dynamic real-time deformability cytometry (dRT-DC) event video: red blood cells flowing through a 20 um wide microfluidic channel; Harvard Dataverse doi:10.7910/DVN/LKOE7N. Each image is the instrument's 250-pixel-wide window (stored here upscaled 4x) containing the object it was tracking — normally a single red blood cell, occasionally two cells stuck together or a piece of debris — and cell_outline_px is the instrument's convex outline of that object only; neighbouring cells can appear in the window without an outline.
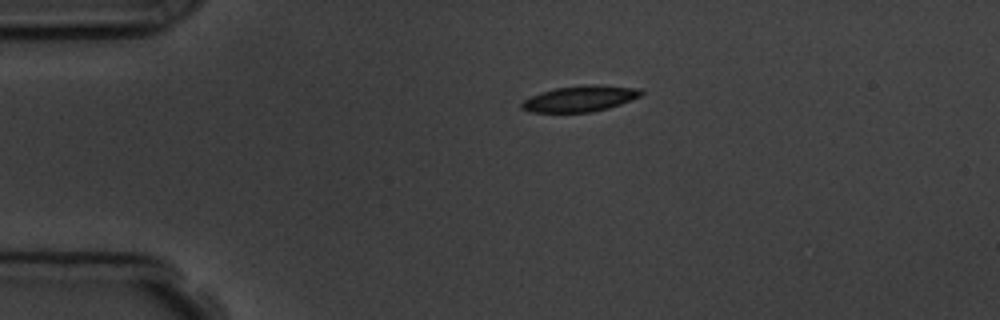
{"species": "common noctule bat (a hibernating species)", "species_latin": "Nyctalus noctula", "temperature_condition": "room temperature", "stored_images_in_passage": 2, "camera_frame_rate_fps": 3000, "um_per_image_px": 0.085, "animal": {"sex": "male", "body_mass_g": 19.5, "forearm_length_mm": 54.6}, "frame": {"image": 1, "passage_image": 1, "time_ms": 0.0, "image_size_px": [1000, 320], "cell_outline_px": [[644, 92], [640, 96], [620, 104], [608, 108], [592, 112], [532, 112], [520, 108], [520, 104], [524, 100], [540, 92], [556, 88], [588, 84], [600, 84], [640, 88]], "centroid_in_image_um": [49.32, 8.37], "position_along_channel_um": 35.7, "area_um2": 18.09}}